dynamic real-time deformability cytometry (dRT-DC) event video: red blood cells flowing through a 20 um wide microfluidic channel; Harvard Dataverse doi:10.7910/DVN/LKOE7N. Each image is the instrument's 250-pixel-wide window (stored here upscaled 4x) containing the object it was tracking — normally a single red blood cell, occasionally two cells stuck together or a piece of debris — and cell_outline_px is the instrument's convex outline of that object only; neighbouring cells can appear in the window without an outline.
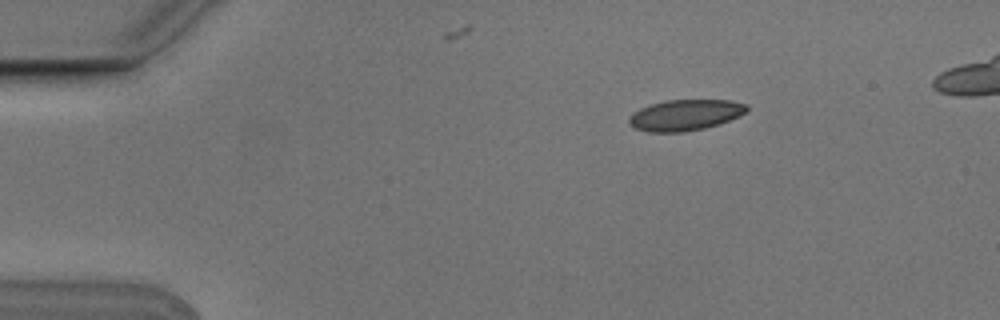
{"species": "Egyptian fruit bat (a non-hibernating species)", "species_latin": "Rousettus aegyptiacus", "temperature_condition": "cold", "stored_images_in_passage": 5, "camera_frame_rate_fps": 3000, "um_per_image_px": 0.085, "animal": {"sex": "male"}, "frame": {"image": 1, "passage_image": 2, "time_ms": 0.333, "image_size_px": [1000, 320], "cell_outline_px": [[748, 108], [744, 112], [728, 120], [704, 128], [684, 132], [648, 132], [636, 128], [628, 124], [628, 116], [632, 112], [648, 104], [668, 100], [728, 100], [748, 104]], "centroid_in_image_um": [58.16, 9.77], "position_along_channel_um": 26.8, "area_um2": 21.15}}